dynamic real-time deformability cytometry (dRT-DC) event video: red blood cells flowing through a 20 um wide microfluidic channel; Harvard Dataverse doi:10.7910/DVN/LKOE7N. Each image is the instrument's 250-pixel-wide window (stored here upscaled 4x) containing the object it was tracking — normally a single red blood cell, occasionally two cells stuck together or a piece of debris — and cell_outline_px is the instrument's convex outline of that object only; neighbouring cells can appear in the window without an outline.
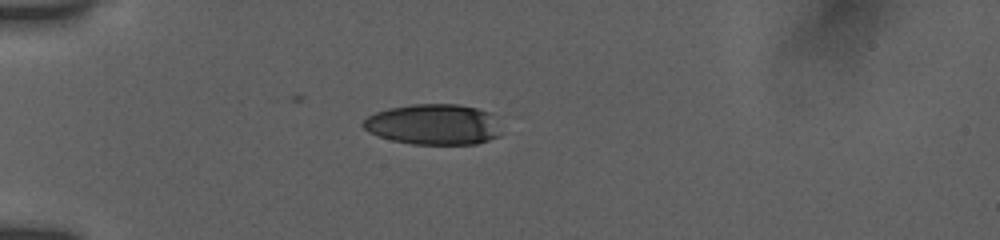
{"species": "human", "species_latin": "Homo sapiens", "temperature_condition": "room temperature", "stored_images_in_passage": 23, "camera_frame_rate_fps": 3000, "um_per_image_px": 0.085, "donor": {"sex": "female"}, "frame": {"image": 1, "passage_image": 10, "time_ms": 5.0, "image_size_px": [1000, 240], "cell_outline_px": [[500, 136], [476, 144], [412, 144], [392, 140], [368, 132], [360, 124], [368, 116], [376, 112], [388, 108], [412, 104], [460, 104], [476, 108], [488, 112], [500, 132]], "centroid_in_image_um": [36.79, 10.58], "position_along_channel_um": 48.2, "area_um2": 32.48}}
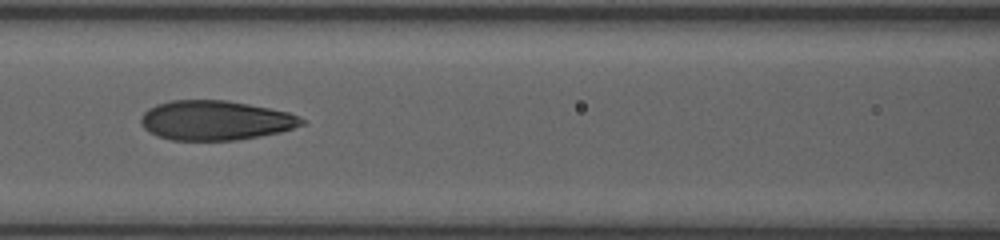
{"frame": {"image": 2, "passage_image": 16, "time_ms": 8.333, "image_size_px": [1000, 240], "cell_outline_px": [[304, 124], [280, 132], [260, 136], [236, 140], [172, 140], [156, 136], [148, 132], [144, 128], [140, 120], [140, 116], [148, 108], [156, 104], [168, 100], [228, 100], [288, 112], [300, 116], [304, 120]], "centroid_in_image_um": [18.27, 10.23], "position_along_channel_um": 148.3, "area_um2": 37.22}}
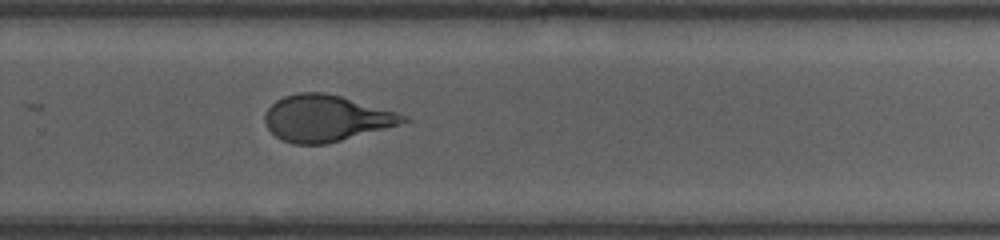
{"frame": {"image": 3, "passage_image": 23, "time_ms": 12.333, "image_size_px": [1000, 240], "cell_outline_px": [[412, 120], [400, 124], [340, 140], [324, 144], [292, 144], [280, 140], [264, 124], [264, 112], [276, 100], [284, 96], [300, 92], [324, 92], [340, 96], [396, 112], [408, 116]], "centroid_in_image_um": [27.67, 10.05], "position_along_channel_um": 302.1, "area_um2": 37.17}}